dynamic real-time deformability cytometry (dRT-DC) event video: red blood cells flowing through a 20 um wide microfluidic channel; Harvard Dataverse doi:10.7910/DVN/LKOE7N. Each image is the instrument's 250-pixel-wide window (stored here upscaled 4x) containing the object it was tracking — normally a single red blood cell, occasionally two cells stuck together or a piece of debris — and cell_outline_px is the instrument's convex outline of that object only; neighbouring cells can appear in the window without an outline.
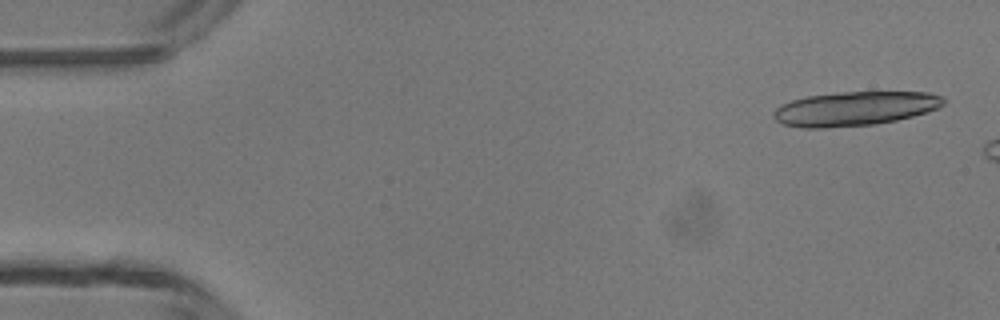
{"species": "common noctule bat (a hibernating species)", "species_latin": "Nyctalus noctula", "temperature_condition": "room temperature", "stored_images_in_passage": 2, "camera_frame_rate_fps": 3000, "um_per_image_px": 0.085, "animal": {"sex": "male", "body_mass_g": 13.3}, "frame": {"image": 1, "passage_image": 1, "time_ms": 0.0, "image_size_px": [1000, 320], "cell_outline_px": [[944, 104], [928, 112], [896, 120], [876, 124], [828, 128], [800, 128], [780, 124], [772, 116], [772, 112], [780, 104], [792, 100], [808, 96], [840, 92], [928, 92], [944, 96]], "centroid_in_image_um": [72.62, 9.24], "position_along_channel_um": 12.4, "area_um2": 34.16}}